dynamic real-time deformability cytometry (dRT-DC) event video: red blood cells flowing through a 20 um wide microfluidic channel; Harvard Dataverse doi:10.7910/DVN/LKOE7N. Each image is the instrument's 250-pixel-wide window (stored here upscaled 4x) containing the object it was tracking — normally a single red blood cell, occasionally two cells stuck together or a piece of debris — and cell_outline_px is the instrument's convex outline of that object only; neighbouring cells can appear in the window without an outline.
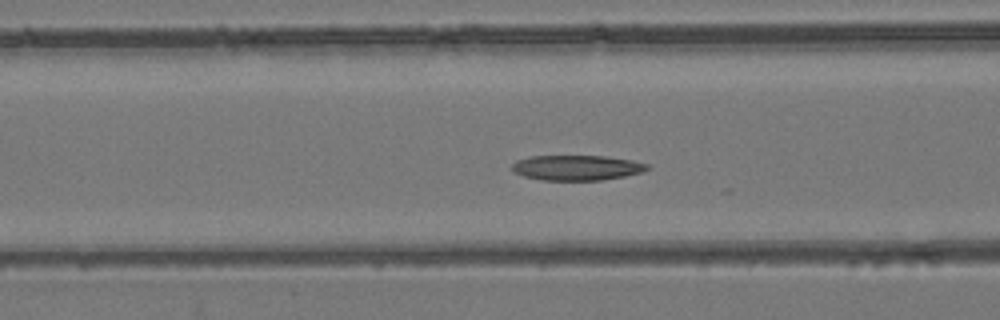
{"species": "common noctule bat (a hibernating species)", "species_latin": "Nyctalus noctula", "temperature_condition": "room temperature", "stored_images_in_passage": 20, "camera_frame_rate_fps": 3000, "um_per_image_px": 0.085, "animal": {"sex": "female", "body_mass_g": 24.6, "forearm_length_mm": 56.2}, "frame": {"image": 1, "passage_image": 19, "time_ms": 6.0, "image_size_px": [1000, 320], "cell_outline_px": [[648, 168], [644, 172], [624, 176], [600, 180], [544, 180], [524, 176], [516, 172], [512, 168], [512, 164], [516, 160], [532, 156], [604, 156], [632, 160], [648, 164]], "centroid_in_image_um": [49.04, 14.25], "position_along_channel_um": 117.6, "area_um2": 19.65}}